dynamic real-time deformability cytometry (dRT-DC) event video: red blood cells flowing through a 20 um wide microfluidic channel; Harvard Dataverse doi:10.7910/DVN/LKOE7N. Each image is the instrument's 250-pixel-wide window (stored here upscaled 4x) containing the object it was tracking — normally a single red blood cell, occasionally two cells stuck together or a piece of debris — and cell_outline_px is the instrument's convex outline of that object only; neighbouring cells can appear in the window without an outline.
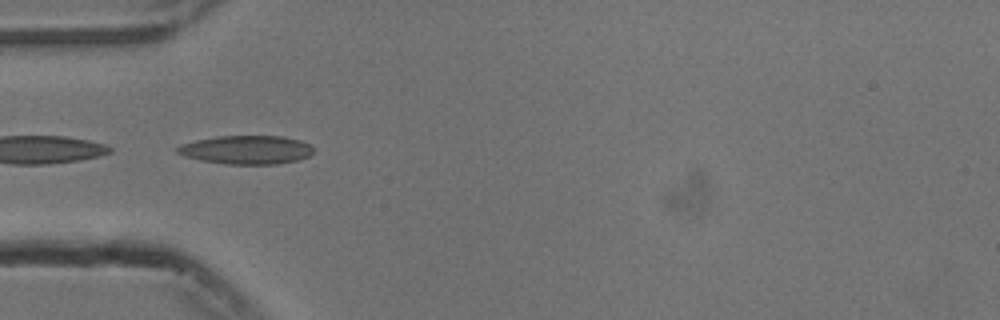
{"species": "common noctule bat (a hibernating species)", "species_latin": "Nyctalus noctula", "temperature_condition": "cold", "stored_images_in_passage": 53, "camera_frame_rate_fps": 3000, "um_per_image_px": 0.085, "animal": {"sex": "male", "body_mass_g": 13.3}, "frame": {"image": 1, "passage_image": 16, "time_ms": 5.0, "image_size_px": [1000, 320], "cell_outline_px": [[312, 152], [308, 156], [296, 160], [276, 164], [224, 164], [200, 160], [184, 156], [176, 152], [176, 148], [180, 144], [196, 140], [220, 136], [280, 136], [300, 140], [308, 144], [312, 148]], "centroid_in_image_um": [20.9, 12.73], "position_along_channel_um": 64.1, "area_um2": 22.54}}
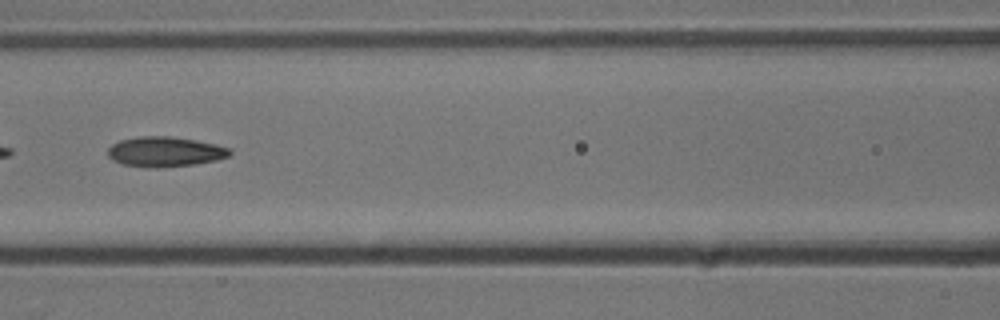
{"frame": {"image": 2, "passage_image": 23, "time_ms": 7.333, "image_size_px": [1000, 320], "cell_outline_px": [[232, 152], [228, 156], [216, 160], [192, 164], [156, 168], [148, 168], [124, 164], [112, 160], [108, 156], [108, 148], [112, 144], [120, 140], [140, 136], [168, 136], [196, 140], [216, 144], [228, 148]], "centroid_in_image_um": [13.99, 12.89], "position_along_channel_um": 152.6, "area_um2": 21.21}, "authors_computed_cell_mechanics": {"area_um2": 21.097, "velocity_mm_per_s": 3.7746, "shape_relaxation_time_tau1_ms": 7.495, "shape_relaxation_time_tau2_ms": 3.3474, "deformation_change_tau1": 0.1687, "deformation_change_tau2": 0.1169}}